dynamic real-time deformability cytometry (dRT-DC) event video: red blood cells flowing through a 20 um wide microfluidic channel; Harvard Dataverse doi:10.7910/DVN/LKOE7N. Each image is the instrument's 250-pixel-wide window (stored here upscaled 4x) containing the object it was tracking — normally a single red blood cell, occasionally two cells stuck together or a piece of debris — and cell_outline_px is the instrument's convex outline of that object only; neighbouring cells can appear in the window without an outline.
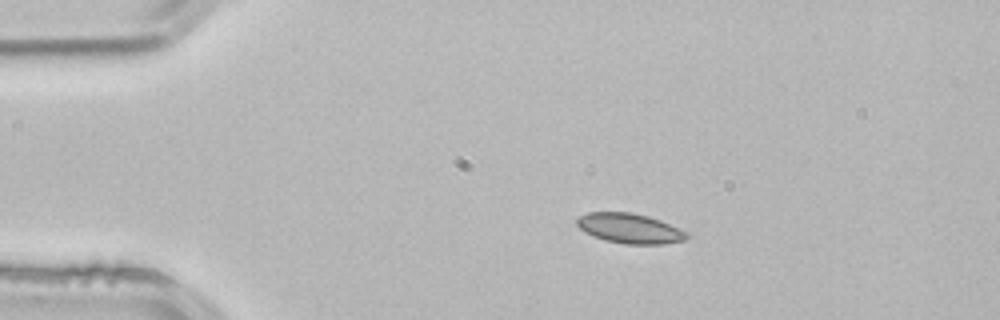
{"species": "common noctule bat (a hibernating species)", "species_latin": "Nyctalus noctula", "temperature_condition": "room temperature", "stored_images_in_passage": 2, "camera_frame_rate_fps": 3000, "um_per_image_px": 0.085, "animal": {"sex": "male", "body_mass_g": 21.5, "forearm_length_mm": 52.0}, "frame": {"image": 1, "passage_image": 1, "time_ms": 0.0, "image_size_px": [1000, 320], "cell_outline_px": [[688, 236], [684, 240], [664, 244], [624, 244], [604, 240], [584, 232], [576, 224], [576, 216], [588, 212], [632, 212], [648, 216], [660, 220], [688, 232]], "centroid_in_image_um": [53.49, 19.4], "position_along_channel_um": 31.5, "area_um2": 19.31}}